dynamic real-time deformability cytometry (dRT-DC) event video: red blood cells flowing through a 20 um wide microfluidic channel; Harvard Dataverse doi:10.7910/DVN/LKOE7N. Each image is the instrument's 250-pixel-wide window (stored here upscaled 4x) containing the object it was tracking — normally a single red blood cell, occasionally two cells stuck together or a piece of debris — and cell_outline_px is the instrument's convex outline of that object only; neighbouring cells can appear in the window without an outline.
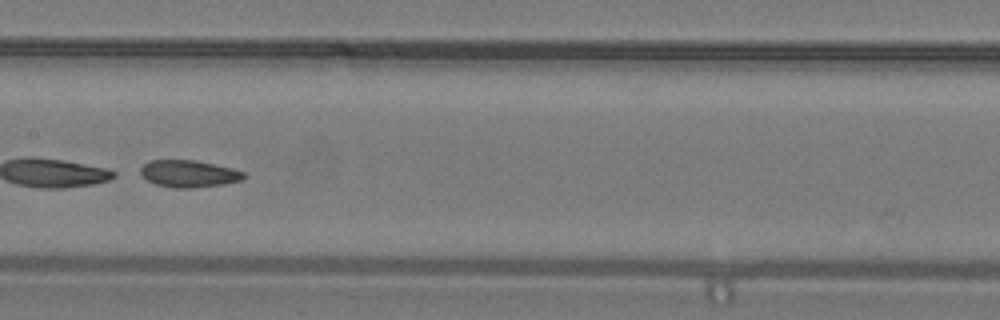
{"species": "common noctule bat (a hibernating species)", "species_latin": "Nyctalus noctula", "temperature_condition": "warm", "stored_images_in_passage": 48, "segment_of_instrument_passage": [2, 2], "camera_frame_rate_fps": 3000, "um_per_image_px": 0.085, "animal": {"sex": "male", "body_mass_g": 19.2, "forearm_length_mm": 51.8}, "frame": {"image": 1, "passage_image": 25, "time_ms": 8.0, "image_size_px": [1000, 320], "cell_outline_px": [[248, 176], [244, 180], [224, 184], [192, 188], [172, 188], [156, 184], [148, 180], [140, 172], [140, 168], [148, 160], [192, 160], [232, 168], [244, 172]], "centroid_in_image_um": [16.08, 14.77], "position_along_channel_um": 191.3, "area_um2": 16.3}}
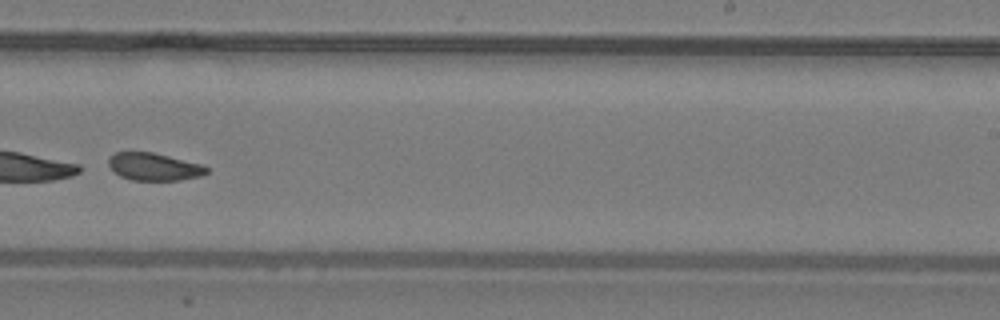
{"frame": {"image": 2, "passage_image": 31, "time_ms": 10.0, "image_size_px": [1000, 320], "cell_outline_px": [[208, 172], [200, 176], [180, 180], [132, 180], [120, 176], [108, 164], [108, 156], [116, 152], [152, 152], [204, 164], [208, 168]], "centroid_in_image_um": [13.11, 14.16], "position_along_channel_um": 275.9, "area_um2": 15.78}}
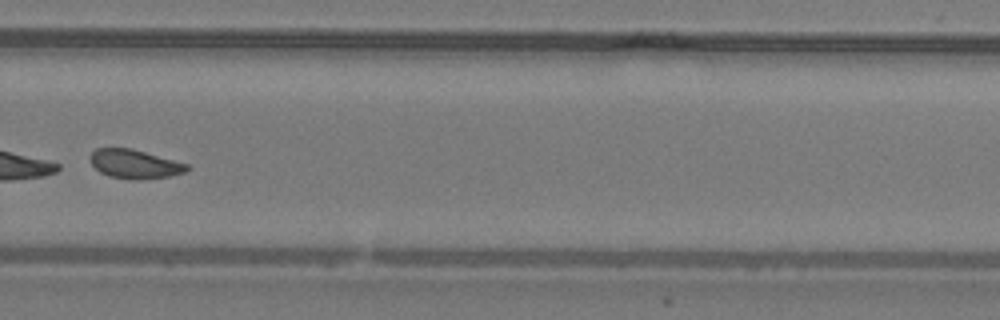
{"frame": {"image": 3, "passage_image": 34, "time_ms": 11.0, "image_size_px": [1000, 320], "cell_outline_px": [[192, 168], [188, 172], [168, 176], [140, 180], [132, 180], [108, 176], [100, 172], [88, 160], [88, 156], [96, 148], [132, 148], [188, 164]], "centroid_in_image_um": [11.45, 13.95], "position_along_channel_um": 318.3, "area_um2": 16.59}}